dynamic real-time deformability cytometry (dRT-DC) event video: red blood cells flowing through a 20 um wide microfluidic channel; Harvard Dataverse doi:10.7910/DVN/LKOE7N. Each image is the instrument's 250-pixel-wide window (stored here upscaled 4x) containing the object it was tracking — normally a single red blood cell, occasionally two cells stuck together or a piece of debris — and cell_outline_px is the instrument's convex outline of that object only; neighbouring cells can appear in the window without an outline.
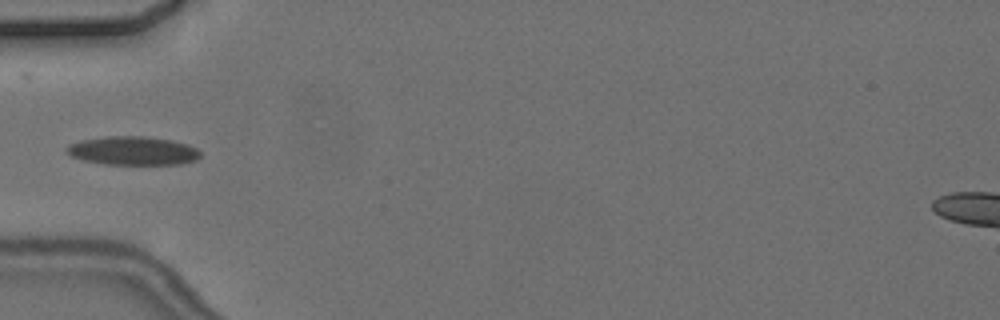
{"species": "common noctule bat (a hibernating species)", "species_latin": "Nyctalus noctula", "temperature_condition": "cold", "stored_images_in_passage": 6, "camera_frame_rate_fps": 3000, "um_per_image_px": 0.085, "animal": {"sex": "female", "body_mass_g": 24.6, "forearm_length_mm": 56.2}, "frame": {"image": 1, "passage_image": 5, "time_ms": 5.333, "image_size_px": [1000, 320], "cell_outline_px": [[200, 156], [196, 160], [180, 164], [104, 164], [84, 160], [72, 156], [64, 152], [64, 148], [68, 144], [80, 140], [104, 136], [144, 136], [172, 140], [188, 144], [196, 148], [200, 152]], "centroid_in_image_um": [11.26, 12.8], "position_along_channel_um": 73.7, "area_um2": 22.48}}